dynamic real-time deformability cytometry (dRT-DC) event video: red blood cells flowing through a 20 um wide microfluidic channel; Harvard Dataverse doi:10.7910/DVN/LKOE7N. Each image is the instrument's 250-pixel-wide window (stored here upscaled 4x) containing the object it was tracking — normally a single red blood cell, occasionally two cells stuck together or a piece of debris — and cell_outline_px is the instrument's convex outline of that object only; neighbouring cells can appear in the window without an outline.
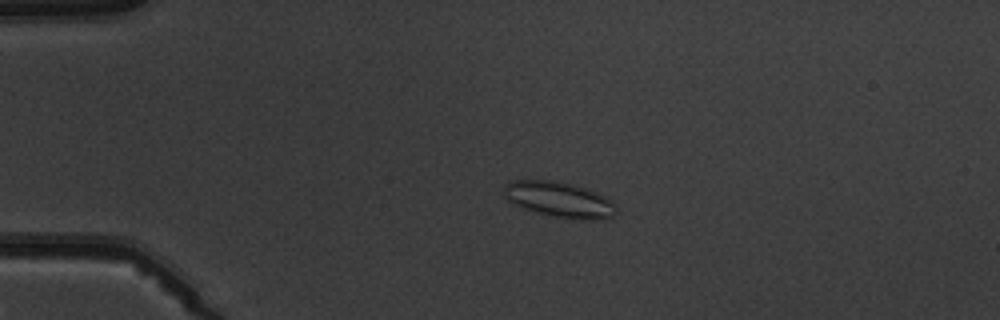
{"species": "common noctule bat (a hibernating species)", "species_latin": "Nyctalus noctula", "temperature_condition": "warm", "stored_images_in_passage": 5, "camera_frame_rate_fps": 3000, "um_per_image_px": 0.085, "animal": {"sex": "male", "body_mass_g": 19.5, "forearm_length_mm": 54.6}, "frame": {"image": 1, "passage_image": 4, "time_ms": 3.333, "image_size_px": [1000, 320], "cell_outline_px": [[616, 212], [612, 216], [604, 220], [580, 220], [552, 216], [520, 208], [512, 204], [504, 196], [504, 184], [512, 180], [552, 180], [572, 184], [596, 192], [612, 200], [616, 204]], "centroid_in_image_um": [47.53, 16.98], "position_along_channel_um": 37.5, "area_um2": 23.58}}